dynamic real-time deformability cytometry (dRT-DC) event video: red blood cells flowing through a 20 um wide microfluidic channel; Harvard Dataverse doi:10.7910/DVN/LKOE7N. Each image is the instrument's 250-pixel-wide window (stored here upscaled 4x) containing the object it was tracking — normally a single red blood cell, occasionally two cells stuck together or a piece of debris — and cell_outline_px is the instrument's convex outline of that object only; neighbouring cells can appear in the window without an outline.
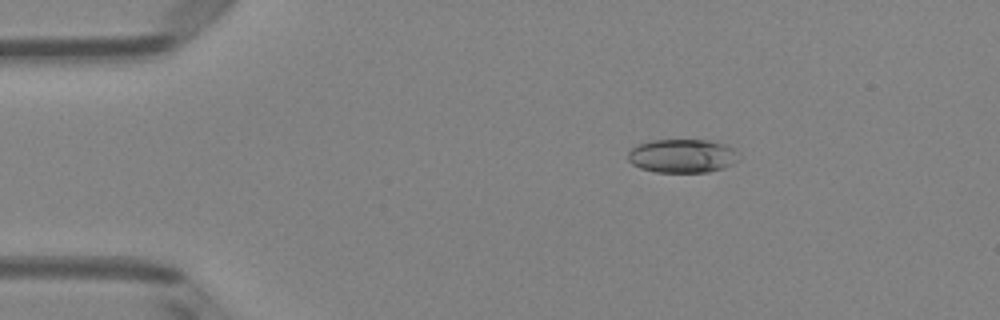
{"species": "Egyptian fruit bat (a non-hibernating species)", "species_latin": "Rousettus aegyptiacus", "temperature_condition": "room temperature", "stored_images_in_passage": 50, "camera_frame_rate_fps": 3000, "um_per_image_px": 0.085, "animal": {"sex": "female"}, "frame": {"image": 1, "passage_image": 9, "time_ms": 2.667, "image_size_px": [1000, 320], "cell_outline_px": [[736, 160], [732, 164], [724, 168], [708, 172], [656, 172], [640, 168], [632, 164], [628, 160], [628, 152], [632, 148], [640, 144], [652, 140], [708, 140], [724, 144], [732, 148]], "centroid_in_image_um": [57.94, 13.26], "position_along_channel_um": 27.1, "area_um2": 21.44}}
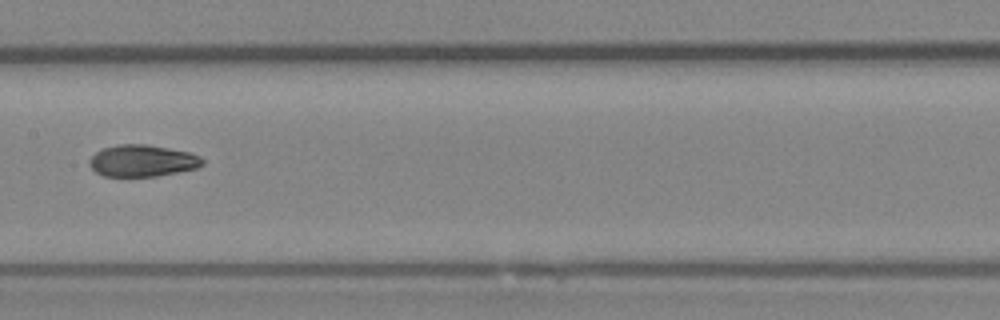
{"frame": {"image": 2, "passage_image": 26, "time_ms": 8.333, "image_size_px": [1000, 320], "cell_outline_px": [[204, 164], [196, 168], [156, 176], [104, 176], [96, 172], [88, 164], [88, 160], [96, 152], [104, 148], [120, 144], [148, 144], [192, 152], [200, 156], [204, 160]], "centroid_in_image_um": [12.12, 13.65], "position_along_channel_um": 195.3, "area_um2": 20.98}}
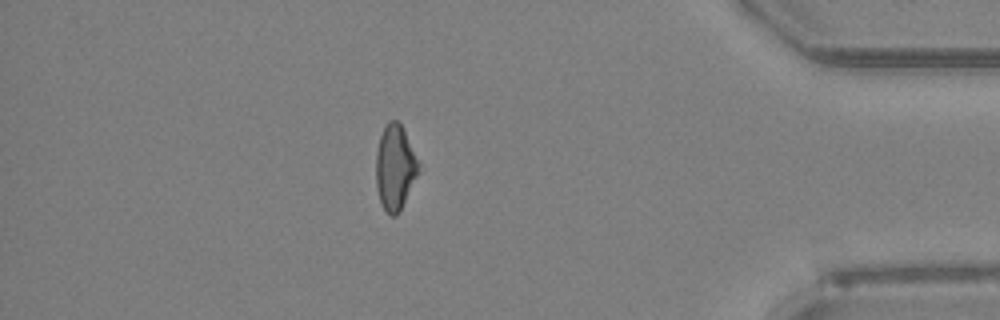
{"frame": {"image": 3, "passage_image": 44, "time_ms": 14.333, "image_size_px": [1000, 320], "cell_outline_px": [[420, 172], [396, 216], [388, 216], [380, 200], [376, 188], [376, 152], [380, 136], [388, 120], [396, 120], [400, 124], [420, 164]], "centroid_in_image_um": [33.57, 14.25], "position_along_channel_um": 401.6, "area_um2": 20.92}, "authors_computed_cell_mechanics": {"area_um2": 21.5883, "velocity_mm_per_s": 4.0815, "shape_relaxation_time_tau1_ms": 5.2321, "shape_relaxation_time_tau2_ms": 2.9401, "deformation_change_tau1": 0.146, "deformation_change_tau2": 0.0972}}